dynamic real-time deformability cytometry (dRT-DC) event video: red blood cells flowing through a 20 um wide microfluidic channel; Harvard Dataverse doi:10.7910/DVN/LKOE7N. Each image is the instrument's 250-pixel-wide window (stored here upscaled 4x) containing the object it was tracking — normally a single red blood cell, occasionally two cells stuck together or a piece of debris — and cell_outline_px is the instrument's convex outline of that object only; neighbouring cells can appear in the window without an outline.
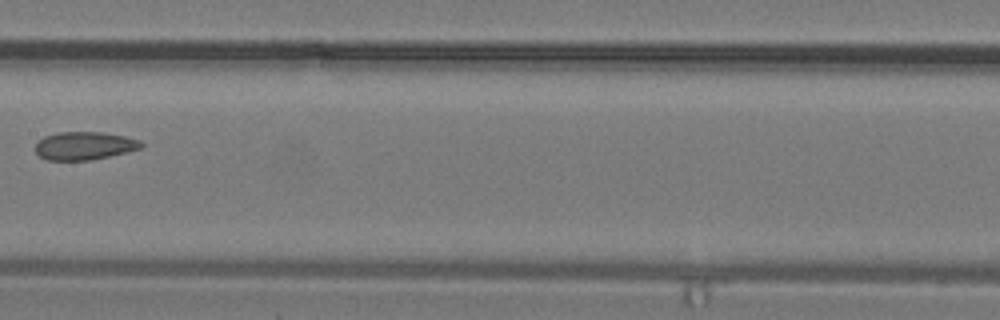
{"species": "common noctule bat (a hibernating species)", "species_latin": "Nyctalus noctula", "temperature_condition": "warm", "stored_images_in_passage": 21, "camera_frame_rate_fps": 3000, "um_per_image_px": 0.085, "animal": {"sex": "male", "body_mass_g": 19.2, "forearm_length_mm": 51.8}, "frame": {"image": 1, "passage_image": 7, "time_ms": 2.0, "image_size_px": [1000, 320], "cell_outline_px": [[144, 144], [140, 148], [108, 156], [88, 160], [48, 160], [40, 156], [36, 152], [36, 144], [44, 136], [60, 132], [104, 132], [124, 136], [140, 140]], "centroid_in_image_um": [7.16, 12.38], "position_along_channel_um": 200.2, "area_um2": 17.05}}